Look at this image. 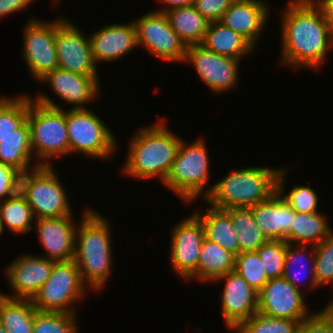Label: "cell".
I'll return each mask as SVG.
<instances>
[{
    "label": "cell",
    "mask_w": 333,
    "mask_h": 333,
    "mask_svg": "<svg viewBox=\"0 0 333 333\" xmlns=\"http://www.w3.org/2000/svg\"><path fill=\"white\" fill-rule=\"evenodd\" d=\"M282 12L281 57L285 67L314 69L325 64L333 33L313 0H290ZM317 69V70H316Z\"/></svg>",
    "instance_id": "cell-1"
},
{
    "label": "cell",
    "mask_w": 333,
    "mask_h": 333,
    "mask_svg": "<svg viewBox=\"0 0 333 333\" xmlns=\"http://www.w3.org/2000/svg\"><path fill=\"white\" fill-rule=\"evenodd\" d=\"M92 207H86L75 232L74 261L83 283L101 291L113 269L111 223Z\"/></svg>",
    "instance_id": "cell-2"
},
{
    "label": "cell",
    "mask_w": 333,
    "mask_h": 333,
    "mask_svg": "<svg viewBox=\"0 0 333 333\" xmlns=\"http://www.w3.org/2000/svg\"><path fill=\"white\" fill-rule=\"evenodd\" d=\"M165 118H158L157 124L138 129L130 141L125 163L121 171L127 177L164 182L182 137L165 125ZM160 120V121H159Z\"/></svg>",
    "instance_id": "cell-3"
},
{
    "label": "cell",
    "mask_w": 333,
    "mask_h": 333,
    "mask_svg": "<svg viewBox=\"0 0 333 333\" xmlns=\"http://www.w3.org/2000/svg\"><path fill=\"white\" fill-rule=\"evenodd\" d=\"M279 168L247 166L233 169L218 182L208 186L207 206L217 209L250 208L267 200L277 191Z\"/></svg>",
    "instance_id": "cell-4"
},
{
    "label": "cell",
    "mask_w": 333,
    "mask_h": 333,
    "mask_svg": "<svg viewBox=\"0 0 333 333\" xmlns=\"http://www.w3.org/2000/svg\"><path fill=\"white\" fill-rule=\"evenodd\" d=\"M37 94L29 96L30 143L36 163L50 166L52 159L69 154L65 110L44 92Z\"/></svg>",
    "instance_id": "cell-5"
},
{
    "label": "cell",
    "mask_w": 333,
    "mask_h": 333,
    "mask_svg": "<svg viewBox=\"0 0 333 333\" xmlns=\"http://www.w3.org/2000/svg\"><path fill=\"white\" fill-rule=\"evenodd\" d=\"M206 143L204 138H198L193 143H187L182 139L175 160L163 182L167 189L186 204H191L200 197L204 200L209 194L207 183L210 184L211 167Z\"/></svg>",
    "instance_id": "cell-6"
},
{
    "label": "cell",
    "mask_w": 333,
    "mask_h": 333,
    "mask_svg": "<svg viewBox=\"0 0 333 333\" xmlns=\"http://www.w3.org/2000/svg\"><path fill=\"white\" fill-rule=\"evenodd\" d=\"M65 120L69 138V155L82 153L100 161L114 156L119 142L116 141L107 123L91 109H67Z\"/></svg>",
    "instance_id": "cell-7"
},
{
    "label": "cell",
    "mask_w": 333,
    "mask_h": 333,
    "mask_svg": "<svg viewBox=\"0 0 333 333\" xmlns=\"http://www.w3.org/2000/svg\"><path fill=\"white\" fill-rule=\"evenodd\" d=\"M53 166L39 165L20 175L19 192L25 197L35 219L74 215L64 184Z\"/></svg>",
    "instance_id": "cell-8"
},
{
    "label": "cell",
    "mask_w": 333,
    "mask_h": 333,
    "mask_svg": "<svg viewBox=\"0 0 333 333\" xmlns=\"http://www.w3.org/2000/svg\"><path fill=\"white\" fill-rule=\"evenodd\" d=\"M88 287L83 283L74 260L53 264L50 277L31 299L38 311L77 314L75 306L87 295Z\"/></svg>",
    "instance_id": "cell-9"
},
{
    "label": "cell",
    "mask_w": 333,
    "mask_h": 333,
    "mask_svg": "<svg viewBox=\"0 0 333 333\" xmlns=\"http://www.w3.org/2000/svg\"><path fill=\"white\" fill-rule=\"evenodd\" d=\"M132 22L138 47L142 46L161 60L184 61L187 46L172 29L163 12L155 9Z\"/></svg>",
    "instance_id": "cell-10"
},
{
    "label": "cell",
    "mask_w": 333,
    "mask_h": 333,
    "mask_svg": "<svg viewBox=\"0 0 333 333\" xmlns=\"http://www.w3.org/2000/svg\"><path fill=\"white\" fill-rule=\"evenodd\" d=\"M65 18V19H64ZM67 17L55 19L58 68L84 76H99L92 57L90 39Z\"/></svg>",
    "instance_id": "cell-11"
},
{
    "label": "cell",
    "mask_w": 333,
    "mask_h": 333,
    "mask_svg": "<svg viewBox=\"0 0 333 333\" xmlns=\"http://www.w3.org/2000/svg\"><path fill=\"white\" fill-rule=\"evenodd\" d=\"M241 60L222 56L201 44L186 47L183 63L192 64L199 79L211 89L212 94H222L238 87Z\"/></svg>",
    "instance_id": "cell-12"
},
{
    "label": "cell",
    "mask_w": 333,
    "mask_h": 333,
    "mask_svg": "<svg viewBox=\"0 0 333 333\" xmlns=\"http://www.w3.org/2000/svg\"><path fill=\"white\" fill-rule=\"evenodd\" d=\"M23 31V58L31 77L38 82L47 72L58 68L55 46V20L30 17Z\"/></svg>",
    "instance_id": "cell-13"
},
{
    "label": "cell",
    "mask_w": 333,
    "mask_h": 333,
    "mask_svg": "<svg viewBox=\"0 0 333 333\" xmlns=\"http://www.w3.org/2000/svg\"><path fill=\"white\" fill-rule=\"evenodd\" d=\"M170 263L172 271L186 281L198 267L205 231L200 219L192 212L171 229Z\"/></svg>",
    "instance_id": "cell-14"
},
{
    "label": "cell",
    "mask_w": 333,
    "mask_h": 333,
    "mask_svg": "<svg viewBox=\"0 0 333 333\" xmlns=\"http://www.w3.org/2000/svg\"><path fill=\"white\" fill-rule=\"evenodd\" d=\"M303 293L284 277L270 279L258 292V312L301 322L312 314Z\"/></svg>",
    "instance_id": "cell-15"
},
{
    "label": "cell",
    "mask_w": 333,
    "mask_h": 333,
    "mask_svg": "<svg viewBox=\"0 0 333 333\" xmlns=\"http://www.w3.org/2000/svg\"><path fill=\"white\" fill-rule=\"evenodd\" d=\"M225 280L221 293V312L225 328L234 331L244 320L258 312V293L235 271L212 282Z\"/></svg>",
    "instance_id": "cell-16"
},
{
    "label": "cell",
    "mask_w": 333,
    "mask_h": 333,
    "mask_svg": "<svg viewBox=\"0 0 333 333\" xmlns=\"http://www.w3.org/2000/svg\"><path fill=\"white\" fill-rule=\"evenodd\" d=\"M56 261L36 254H24L10 262L5 268L7 281L12 294H4L10 298L32 299L40 287L50 277Z\"/></svg>",
    "instance_id": "cell-17"
},
{
    "label": "cell",
    "mask_w": 333,
    "mask_h": 333,
    "mask_svg": "<svg viewBox=\"0 0 333 333\" xmlns=\"http://www.w3.org/2000/svg\"><path fill=\"white\" fill-rule=\"evenodd\" d=\"M99 76H84L61 68H55L47 72L38 80L41 83L48 84L52 93L64 105H71L74 109L88 108V104L95 102L99 98L100 83ZM94 100V101H93ZM88 103V104H87ZM74 104V106H73Z\"/></svg>",
    "instance_id": "cell-18"
},
{
    "label": "cell",
    "mask_w": 333,
    "mask_h": 333,
    "mask_svg": "<svg viewBox=\"0 0 333 333\" xmlns=\"http://www.w3.org/2000/svg\"><path fill=\"white\" fill-rule=\"evenodd\" d=\"M74 215L35 219L34 228L45 250L47 259L58 261L74 260L75 232Z\"/></svg>",
    "instance_id": "cell-19"
},
{
    "label": "cell",
    "mask_w": 333,
    "mask_h": 333,
    "mask_svg": "<svg viewBox=\"0 0 333 333\" xmlns=\"http://www.w3.org/2000/svg\"><path fill=\"white\" fill-rule=\"evenodd\" d=\"M270 7L266 0H235L219 22L242 35L257 48L271 13Z\"/></svg>",
    "instance_id": "cell-20"
},
{
    "label": "cell",
    "mask_w": 333,
    "mask_h": 333,
    "mask_svg": "<svg viewBox=\"0 0 333 333\" xmlns=\"http://www.w3.org/2000/svg\"><path fill=\"white\" fill-rule=\"evenodd\" d=\"M88 36L97 66L101 62L120 60L138 47L133 22L105 25Z\"/></svg>",
    "instance_id": "cell-21"
},
{
    "label": "cell",
    "mask_w": 333,
    "mask_h": 333,
    "mask_svg": "<svg viewBox=\"0 0 333 333\" xmlns=\"http://www.w3.org/2000/svg\"><path fill=\"white\" fill-rule=\"evenodd\" d=\"M256 225L267 240H285L293 222L295 210L276 191L267 200L252 207Z\"/></svg>",
    "instance_id": "cell-22"
},
{
    "label": "cell",
    "mask_w": 333,
    "mask_h": 333,
    "mask_svg": "<svg viewBox=\"0 0 333 333\" xmlns=\"http://www.w3.org/2000/svg\"><path fill=\"white\" fill-rule=\"evenodd\" d=\"M309 247L310 245L293 246V244L289 243L287 246L282 277H284L298 290H301L300 287H302L304 283L306 284V282L308 286L306 289H319L314 269L315 247L311 245L308 250L307 248Z\"/></svg>",
    "instance_id": "cell-23"
},
{
    "label": "cell",
    "mask_w": 333,
    "mask_h": 333,
    "mask_svg": "<svg viewBox=\"0 0 333 333\" xmlns=\"http://www.w3.org/2000/svg\"><path fill=\"white\" fill-rule=\"evenodd\" d=\"M201 45L219 55L238 60H243L256 49L246 38L219 21L209 23Z\"/></svg>",
    "instance_id": "cell-24"
},
{
    "label": "cell",
    "mask_w": 333,
    "mask_h": 333,
    "mask_svg": "<svg viewBox=\"0 0 333 333\" xmlns=\"http://www.w3.org/2000/svg\"><path fill=\"white\" fill-rule=\"evenodd\" d=\"M235 255L219 244L204 238L199 254L197 270L186 280L197 279L201 283H211L219 276L234 271Z\"/></svg>",
    "instance_id": "cell-25"
},
{
    "label": "cell",
    "mask_w": 333,
    "mask_h": 333,
    "mask_svg": "<svg viewBox=\"0 0 333 333\" xmlns=\"http://www.w3.org/2000/svg\"><path fill=\"white\" fill-rule=\"evenodd\" d=\"M204 212L200 209L197 211L193 210V213L202 222L205 238L219 244L226 251L237 256L239 254V244L231 215L226 210L212 206H209Z\"/></svg>",
    "instance_id": "cell-26"
},
{
    "label": "cell",
    "mask_w": 333,
    "mask_h": 333,
    "mask_svg": "<svg viewBox=\"0 0 333 333\" xmlns=\"http://www.w3.org/2000/svg\"><path fill=\"white\" fill-rule=\"evenodd\" d=\"M0 162L21 174L39 166L33 156L27 121L15 131V134L0 140Z\"/></svg>",
    "instance_id": "cell-27"
},
{
    "label": "cell",
    "mask_w": 333,
    "mask_h": 333,
    "mask_svg": "<svg viewBox=\"0 0 333 333\" xmlns=\"http://www.w3.org/2000/svg\"><path fill=\"white\" fill-rule=\"evenodd\" d=\"M327 221L326 216L319 211L295 212L290 232L285 237V241L293 245L315 246L333 233Z\"/></svg>",
    "instance_id": "cell-28"
},
{
    "label": "cell",
    "mask_w": 333,
    "mask_h": 333,
    "mask_svg": "<svg viewBox=\"0 0 333 333\" xmlns=\"http://www.w3.org/2000/svg\"><path fill=\"white\" fill-rule=\"evenodd\" d=\"M170 26L186 44H201L209 21L192 5L174 8L164 13Z\"/></svg>",
    "instance_id": "cell-29"
},
{
    "label": "cell",
    "mask_w": 333,
    "mask_h": 333,
    "mask_svg": "<svg viewBox=\"0 0 333 333\" xmlns=\"http://www.w3.org/2000/svg\"><path fill=\"white\" fill-rule=\"evenodd\" d=\"M35 311L31 299L10 298L0 293L1 325L7 333H33Z\"/></svg>",
    "instance_id": "cell-30"
},
{
    "label": "cell",
    "mask_w": 333,
    "mask_h": 333,
    "mask_svg": "<svg viewBox=\"0 0 333 333\" xmlns=\"http://www.w3.org/2000/svg\"><path fill=\"white\" fill-rule=\"evenodd\" d=\"M0 221L4 231L7 229L16 235L26 234L33 229L35 217L19 191L0 203Z\"/></svg>",
    "instance_id": "cell-31"
},
{
    "label": "cell",
    "mask_w": 333,
    "mask_h": 333,
    "mask_svg": "<svg viewBox=\"0 0 333 333\" xmlns=\"http://www.w3.org/2000/svg\"><path fill=\"white\" fill-rule=\"evenodd\" d=\"M226 211L231 215L233 227L237 232L239 254L256 251L268 241L256 225L251 208H229Z\"/></svg>",
    "instance_id": "cell-32"
},
{
    "label": "cell",
    "mask_w": 333,
    "mask_h": 333,
    "mask_svg": "<svg viewBox=\"0 0 333 333\" xmlns=\"http://www.w3.org/2000/svg\"><path fill=\"white\" fill-rule=\"evenodd\" d=\"M28 108L27 93H20L12 98L0 95V140L15 134V131L27 121Z\"/></svg>",
    "instance_id": "cell-33"
},
{
    "label": "cell",
    "mask_w": 333,
    "mask_h": 333,
    "mask_svg": "<svg viewBox=\"0 0 333 333\" xmlns=\"http://www.w3.org/2000/svg\"><path fill=\"white\" fill-rule=\"evenodd\" d=\"M288 169L281 167L277 176V191L283 199L298 213L318 211L319 196L310 186L294 185L289 192H285V178Z\"/></svg>",
    "instance_id": "cell-34"
},
{
    "label": "cell",
    "mask_w": 333,
    "mask_h": 333,
    "mask_svg": "<svg viewBox=\"0 0 333 333\" xmlns=\"http://www.w3.org/2000/svg\"><path fill=\"white\" fill-rule=\"evenodd\" d=\"M299 321L271 317L260 312L244 320L234 333H297Z\"/></svg>",
    "instance_id": "cell-35"
},
{
    "label": "cell",
    "mask_w": 333,
    "mask_h": 333,
    "mask_svg": "<svg viewBox=\"0 0 333 333\" xmlns=\"http://www.w3.org/2000/svg\"><path fill=\"white\" fill-rule=\"evenodd\" d=\"M77 314L35 311L33 333H78Z\"/></svg>",
    "instance_id": "cell-36"
},
{
    "label": "cell",
    "mask_w": 333,
    "mask_h": 333,
    "mask_svg": "<svg viewBox=\"0 0 333 333\" xmlns=\"http://www.w3.org/2000/svg\"><path fill=\"white\" fill-rule=\"evenodd\" d=\"M257 251L242 252L235 257L234 271L257 293L269 281Z\"/></svg>",
    "instance_id": "cell-37"
},
{
    "label": "cell",
    "mask_w": 333,
    "mask_h": 333,
    "mask_svg": "<svg viewBox=\"0 0 333 333\" xmlns=\"http://www.w3.org/2000/svg\"><path fill=\"white\" fill-rule=\"evenodd\" d=\"M314 247V269L318 287L329 285L333 288V233ZM332 300L333 297L330 298L325 307L331 306Z\"/></svg>",
    "instance_id": "cell-38"
},
{
    "label": "cell",
    "mask_w": 333,
    "mask_h": 333,
    "mask_svg": "<svg viewBox=\"0 0 333 333\" xmlns=\"http://www.w3.org/2000/svg\"><path fill=\"white\" fill-rule=\"evenodd\" d=\"M287 246L285 240H268L256 250L269 280L282 277Z\"/></svg>",
    "instance_id": "cell-39"
},
{
    "label": "cell",
    "mask_w": 333,
    "mask_h": 333,
    "mask_svg": "<svg viewBox=\"0 0 333 333\" xmlns=\"http://www.w3.org/2000/svg\"><path fill=\"white\" fill-rule=\"evenodd\" d=\"M297 333H333V307L314 311L300 322Z\"/></svg>",
    "instance_id": "cell-40"
},
{
    "label": "cell",
    "mask_w": 333,
    "mask_h": 333,
    "mask_svg": "<svg viewBox=\"0 0 333 333\" xmlns=\"http://www.w3.org/2000/svg\"><path fill=\"white\" fill-rule=\"evenodd\" d=\"M235 0H194L193 6L209 22L220 21Z\"/></svg>",
    "instance_id": "cell-41"
},
{
    "label": "cell",
    "mask_w": 333,
    "mask_h": 333,
    "mask_svg": "<svg viewBox=\"0 0 333 333\" xmlns=\"http://www.w3.org/2000/svg\"><path fill=\"white\" fill-rule=\"evenodd\" d=\"M21 173L0 162V203L19 191Z\"/></svg>",
    "instance_id": "cell-42"
},
{
    "label": "cell",
    "mask_w": 333,
    "mask_h": 333,
    "mask_svg": "<svg viewBox=\"0 0 333 333\" xmlns=\"http://www.w3.org/2000/svg\"><path fill=\"white\" fill-rule=\"evenodd\" d=\"M34 1L37 0H0V19L18 11H26Z\"/></svg>",
    "instance_id": "cell-43"
},
{
    "label": "cell",
    "mask_w": 333,
    "mask_h": 333,
    "mask_svg": "<svg viewBox=\"0 0 333 333\" xmlns=\"http://www.w3.org/2000/svg\"><path fill=\"white\" fill-rule=\"evenodd\" d=\"M322 10L325 21L333 33V0H313Z\"/></svg>",
    "instance_id": "cell-44"
},
{
    "label": "cell",
    "mask_w": 333,
    "mask_h": 333,
    "mask_svg": "<svg viewBox=\"0 0 333 333\" xmlns=\"http://www.w3.org/2000/svg\"><path fill=\"white\" fill-rule=\"evenodd\" d=\"M163 6L156 11L167 12L174 8L192 5L194 0H158Z\"/></svg>",
    "instance_id": "cell-45"
},
{
    "label": "cell",
    "mask_w": 333,
    "mask_h": 333,
    "mask_svg": "<svg viewBox=\"0 0 333 333\" xmlns=\"http://www.w3.org/2000/svg\"><path fill=\"white\" fill-rule=\"evenodd\" d=\"M0 333H7L6 329L0 325Z\"/></svg>",
    "instance_id": "cell-46"
},
{
    "label": "cell",
    "mask_w": 333,
    "mask_h": 333,
    "mask_svg": "<svg viewBox=\"0 0 333 333\" xmlns=\"http://www.w3.org/2000/svg\"><path fill=\"white\" fill-rule=\"evenodd\" d=\"M4 233L2 222L0 221V236Z\"/></svg>",
    "instance_id": "cell-47"
},
{
    "label": "cell",
    "mask_w": 333,
    "mask_h": 333,
    "mask_svg": "<svg viewBox=\"0 0 333 333\" xmlns=\"http://www.w3.org/2000/svg\"><path fill=\"white\" fill-rule=\"evenodd\" d=\"M59 1H61V0H53L54 4L59 3Z\"/></svg>",
    "instance_id": "cell-48"
}]
</instances>
